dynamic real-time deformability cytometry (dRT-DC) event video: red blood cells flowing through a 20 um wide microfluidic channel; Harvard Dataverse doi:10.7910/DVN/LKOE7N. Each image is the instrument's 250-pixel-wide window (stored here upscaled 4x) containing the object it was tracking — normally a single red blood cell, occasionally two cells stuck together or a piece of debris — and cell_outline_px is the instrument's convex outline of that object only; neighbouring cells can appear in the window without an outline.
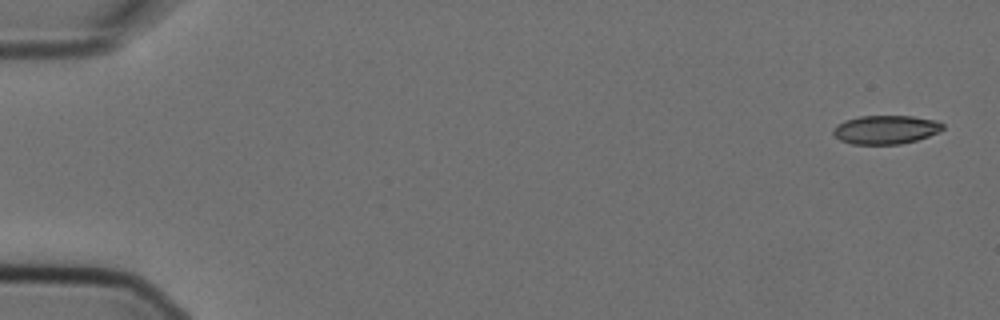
{"species": "Egyptian fruit bat (a non-hibernating species)", "species_latin": "Rousettus aegyptiacus", "temperature_condition": "cold", "stored_images_in_passage": 5, "camera_frame_rate_fps": 3000, "um_per_image_px": 0.085, "animal": {"sex": "female"}, "frame": {"image": 1, "passage_image": 1, "time_ms": 0.0, "image_size_px": [1000, 320], "cell_outline_px": [[944, 128], [940, 132], [916, 140], [900, 144], [852, 144], [840, 140], [832, 132], [836, 124], [844, 120], [860, 116], [912, 116], [936, 120], [944, 124]], "centroid_in_image_um": [75.29, 11.01], "position_along_channel_um": 9.7, "area_um2": 18.38}}
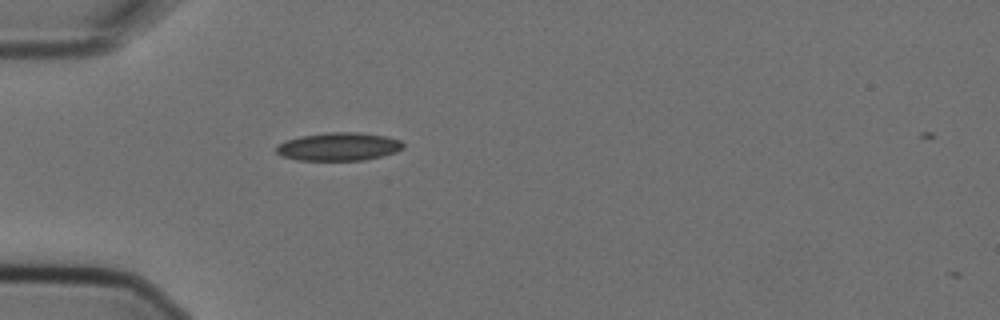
{"frame": {"image": 2, "passage_image": 5, "time_ms": 1.333, "image_size_px": [1000, 320], "cell_outline_px": [[404, 148], [396, 152], [364, 160], [296, 160], [280, 156], [276, 152], [276, 148], [280, 144], [288, 140], [300, 136], [328, 132], [356, 132], [388, 136], [400, 140], [404, 144]], "centroid_in_image_um": [28.81, 12.46], "position_along_channel_um": 56.2, "area_um2": 20.81}}